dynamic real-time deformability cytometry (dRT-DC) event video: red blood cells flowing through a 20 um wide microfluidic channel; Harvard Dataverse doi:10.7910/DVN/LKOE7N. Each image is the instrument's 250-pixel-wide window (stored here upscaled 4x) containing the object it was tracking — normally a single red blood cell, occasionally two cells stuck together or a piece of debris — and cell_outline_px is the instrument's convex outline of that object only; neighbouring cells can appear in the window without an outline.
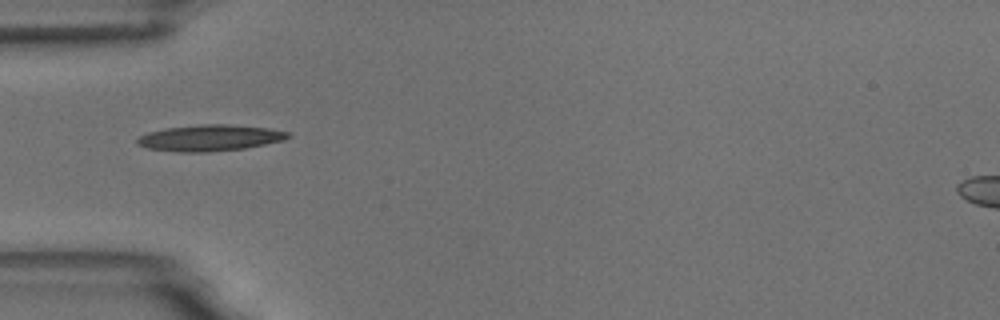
{"species": "common noctule bat (a hibernating species)", "species_latin": "Nyctalus noctula", "temperature_condition": "room temperature", "stored_images_in_passage": 5, "camera_frame_rate_fps": 3000, "um_per_image_px": 0.085, "animal": {"sex": "male", "body_mass_g": 18.8}, "frame": {"image": 1, "passage_image": 3, "time_ms": 2.333, "image_size_px": [1000, 320], "cell_outline_px": [[292, 136], [284, 140], [244, 148], [204, 152], [176, 152], [148, 148], [136, 144], [136, 140], [140, 136], [148, 132], [164, 128], [200, 124], [228, 124], [268, 128], [288, 132]], "centroid_in_image_um": [17.81, 11.71], "position_along_channel_um": 67.2, "area_um2": 23.0}}